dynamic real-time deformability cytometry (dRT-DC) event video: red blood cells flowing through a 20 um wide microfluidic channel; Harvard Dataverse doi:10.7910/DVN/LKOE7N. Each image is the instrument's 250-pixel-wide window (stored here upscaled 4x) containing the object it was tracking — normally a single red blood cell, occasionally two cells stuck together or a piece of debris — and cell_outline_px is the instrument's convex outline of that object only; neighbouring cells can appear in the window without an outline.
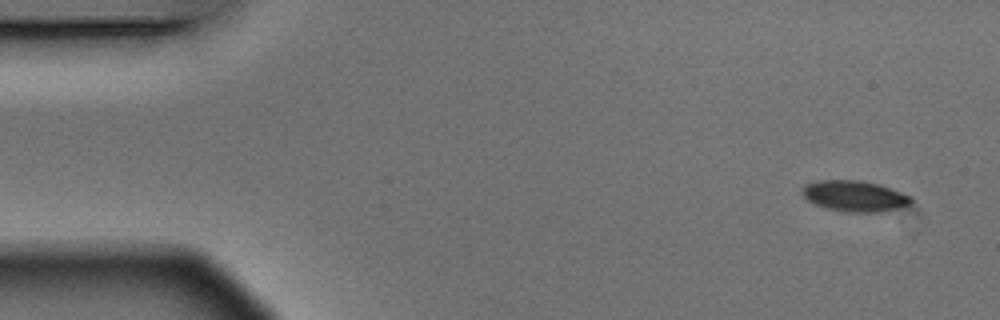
{"species": "Egyptian fruit bat (a non-hibernating species)", "species_latin": "Rousettus aegyptiacus", "temperature_condition": "warm", "stored_images_in_passage": 9, "camera_frame_rate_fps": 3000, "um_per_image_px": 0.085, "animal": {"sex": "male"}, "frame": {"image": 1, "passage_image": 1, "time_ms": 0.0, "image_size_px": [1000, 320], "cell_outline_px": [[912, 204], [880, 212], [844, 212], [828, 208], [816, 204], [808, 200], [800, 192], [804, 184], [820, 180], [860, 180], [880, 184], [912, 196]], "centroid_in_image_um": [72.65, 16.65], "position_along_channel_um": 12.4, "area_um2": 19.65}}
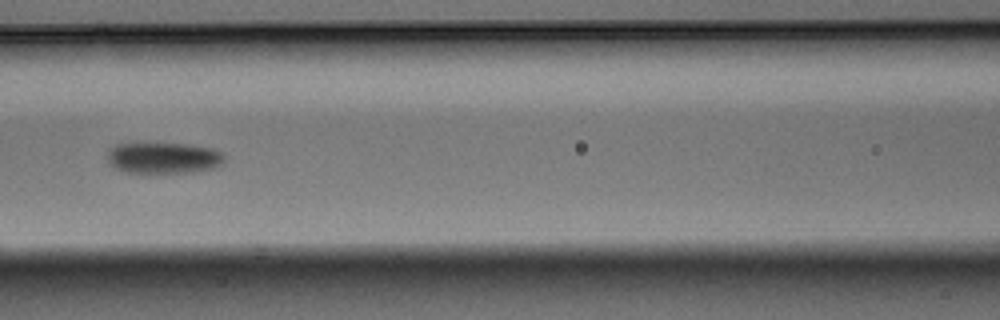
{"frame": {"image": 2, "passage_image": 7, "time_ms": 2.0, "image_size_px": [1000, 320], "cell_outline_px": [[224, 164], [212, 168], [192, 172], [128, 172], [116, 168], [108, 164], [108, 148], [116, 144], [188, 144], [216, 148], [224, 152]], "centroid_in_image_um": [13.95, 13.41], "position_along_channel_um": 152.7, "area_um2": 21.27}}
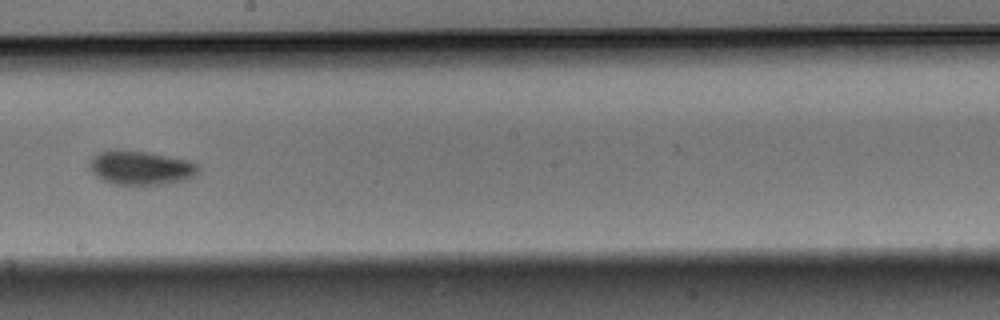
{"frame": {"image": 3, "passage_image": 9, "time_ms": 2.667, "image_size_px": [1000, 320], "cell_outline_px": [[200, 172], [184, 180], [164, 184], [116, 184], [104, 180], [96, 176], [88, 168], [88, 164], [92, 156], [96, 152], [108, 148], [116, 148], [148, 152], [188, 160], [196, 164], [200, 168]], "centroid_in_image_um": [11.89, 14.22], "position_along_channel_um": 236.3, "area_um2": 21.91}}